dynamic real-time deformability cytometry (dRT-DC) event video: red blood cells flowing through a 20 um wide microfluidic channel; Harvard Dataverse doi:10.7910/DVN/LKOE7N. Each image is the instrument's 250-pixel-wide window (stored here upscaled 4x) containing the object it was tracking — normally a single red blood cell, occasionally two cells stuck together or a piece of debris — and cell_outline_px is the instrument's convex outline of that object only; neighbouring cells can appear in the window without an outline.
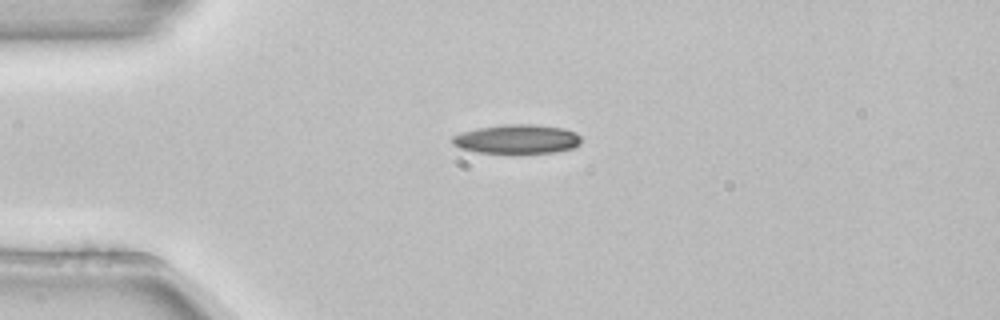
{"species": "common noctule bat (a hibernating species)", "species_latin": "Nyctalus noctula", "temperature_condition": "room temperature", "stored_images_in_passage": 52, "camera_frame_rate_fps": 3000, "um_per_image_px": 0.085, "animal": {"sex": "female", "body_mass_g": 22.7, "forearm_length_mm": 54.2}, "frame": {"image": 1, "passage_image": 12, "time_ms": 3.667, "image_size_px": [1000, 320], "cell_outline_px": [[580, 144], [572, 148], [556, 152], [476, 152], [460, 148], [452, 144], [452, 136], [460, 132], [476, 128], [504, 124], [532, 124], [564, 128], [576, 132], [580, 136]], "centroid_in_image_um": [43.93, 11.8], "position_along_channel_um": 41.1, "area_um2": 21.79}}
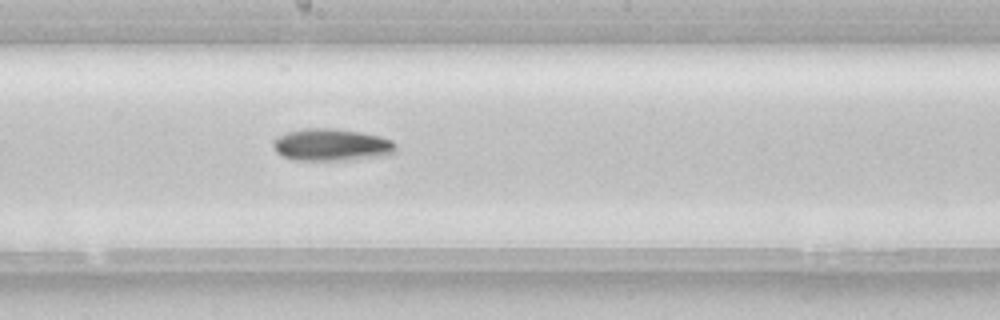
{"frame": {"image": 2, "passage_image": 28, "time_ms": 9.0, "image_size_px": [1000, 320], "cell_outline_px": [[396, 152], [388, 156], [348, 160], [292, 160], [280, 156], [276, 152], [272, 144], [272, 140], [276, 136], [288, 132], [304, 128], [332, 128], [360, 132], [380, 136], [392, 140], [396, 144]], "centroid_in_image_um": [28.18, 12.32], "position_along_channel_um": 220.0, "area_um2": 23.47}}
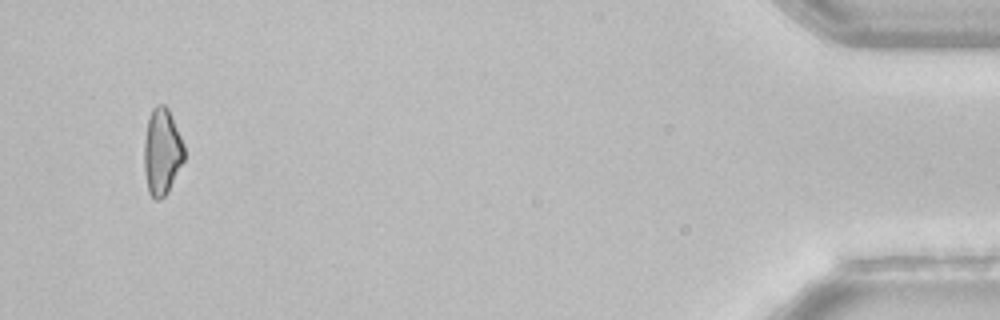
{"frame": {"image": 3, "passage_image": 50, "time_ms": 16.333, "image_size_px": [1000, 320], "cell_outline_px": [[184, 160], [168, 192], [160, 200], [156, 200], [148, 192], [144, 172], [144, 140], [148, 120], [152, 108], [156, 104], [164, 104], [168, 108], [184, 144]], "centroid_in_image_um": [13.76, 12.9], "position_along_channel_um": 421.4, "area_um2": 20.29}, "authors_computed_cell_mechanics": {"area_um2": 21.097, "velocity_mm_per_s": 3.8729, "shape_relaxation_time_tau1_ms": 10.4184, "shape_relaxation_time_tau2_ms": null, "deformation_change_tau1": 0.1747, "deformation_change_tau2": null}}